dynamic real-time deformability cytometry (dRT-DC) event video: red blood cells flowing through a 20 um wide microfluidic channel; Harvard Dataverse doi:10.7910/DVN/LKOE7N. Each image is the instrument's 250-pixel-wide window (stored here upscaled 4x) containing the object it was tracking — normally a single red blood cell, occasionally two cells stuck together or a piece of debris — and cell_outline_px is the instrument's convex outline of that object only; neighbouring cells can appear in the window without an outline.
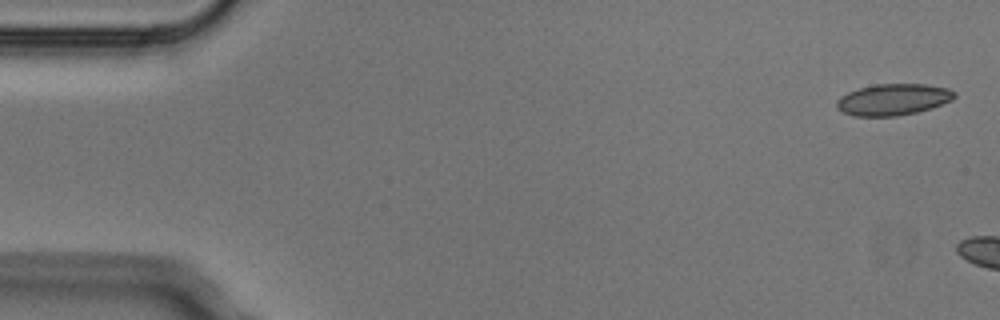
{"species": "Egyptian fruit bat (a non-hibernating species)", "species_latin": "Rousettus aegyptiacus", "temperature_condition": "cold", "stored_images_in_passage": 3, "camera_frame_rate_fps": 3000, "um_per_image_px": 0.085, "animal": {"sex": "male"}, "frame": {"image": 1, "passage_image": 1, "time_ms": 0.0, "image_size_px": [1000, 320], "cell_outline_px": [[956, 96], [952, 100], [932, 108], [916, 112], [896, 116], [852, 116], [836, 108], [836, 100], [840, 96], [848, 92], [860, 88], [876, 84], [924, 84], [948, 88], [956, 92]], "centroid_in_image_um": [75.91, 8.46], "position_along_channel_um": 9.1, "area_um2": 21.62}}